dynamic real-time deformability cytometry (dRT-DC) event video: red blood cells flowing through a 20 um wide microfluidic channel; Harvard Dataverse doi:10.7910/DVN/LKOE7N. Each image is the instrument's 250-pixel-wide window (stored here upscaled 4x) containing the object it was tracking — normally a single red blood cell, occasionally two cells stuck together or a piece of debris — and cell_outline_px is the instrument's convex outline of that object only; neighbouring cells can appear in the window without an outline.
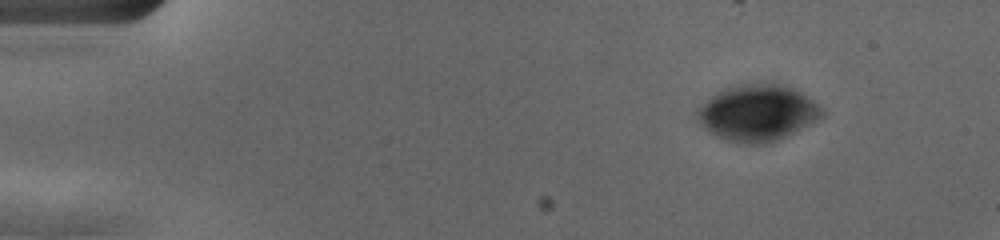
{"species": "human", "species_latin": "Homo sapiens", "temperature_condition": "cold", "stored_images_in_passage": 11, "camera_frame_rate_fps": 3000, "um_per_image_px": 0.085, "donor": {"sex": "female"}, "frame": {"image": 1, "passage_image": 1, "time_ms": 0.0, "image_size_px": [1000, 240], "cell_outline_px": [[824, 112], [816, 120], [776, 140], [764, 144], [736, 144], [716, 136], [704, 128], [692, 116], [716, 92], [728, 88], [744, 84], [776, 80], [800, 92], [820, 104], [824, 108]], "centroid_in_image_um": [64.37, 9.57], "position_along_channel_um": 20.6, "area_um2": 41.1}}
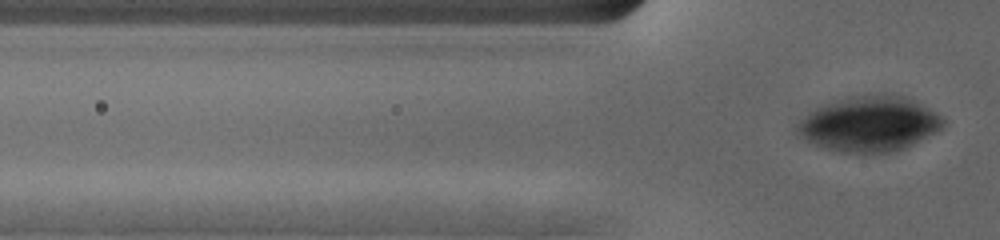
{"frame": {"image": 2, "passage_image": 11, "time_ms": 3.333, "image_size_px": [1000, 240], "cell_outline_px": [[944, 124], [936, 132], [904, 148], [888, 152], [844, 152], [824, 148], [792, 132], [796, 124], [800, 120], [816, 108], [832, 100], [852, 96], [904, 96], [936, 112], [944, 120]], "centroid_in_image_um": [73.84, 10.54], "position_along_channel_um": 52.0, "area_um2": 46.07}}